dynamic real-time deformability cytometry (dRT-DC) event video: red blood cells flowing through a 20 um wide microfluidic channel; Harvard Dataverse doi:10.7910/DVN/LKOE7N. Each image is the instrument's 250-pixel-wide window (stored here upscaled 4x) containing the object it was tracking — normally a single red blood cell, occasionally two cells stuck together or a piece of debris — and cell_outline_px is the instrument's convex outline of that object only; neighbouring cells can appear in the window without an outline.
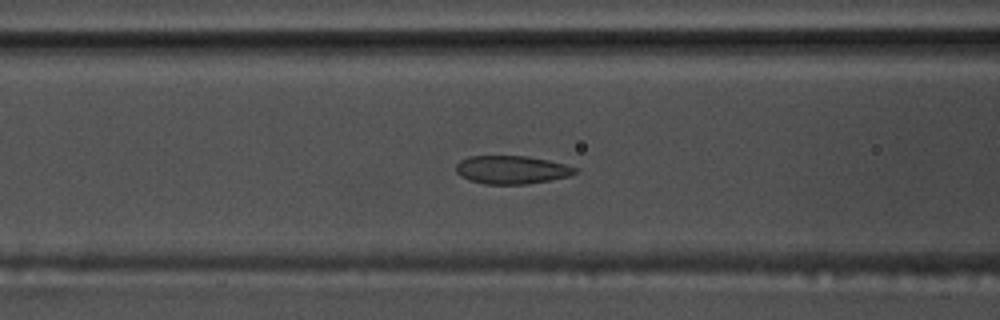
{"species": "common noctule bat (a hibernating species)", "species_latin": "Nyctalus noctula", "temperature_condition": "warm", "stored_images_in_passage": 34, "camera_frame_rate_fps": 3000, "um_per_image_px": 0.085, "animal": {"sex": "male", "body_mass_g": 17.5, "forearm_length_mm": 52.3}, "frame": {"image": 1, "passage_image": 5, "time_ms": 1.333, "image_size_px": [1000, 320], "cell_outline_px": [[580, 168], [576, 172], [568, 176], [528, 184], [484, 184], [468, 180], [460, 176], [456, 172], [456, 164], [460, 160], [468, 156], [528, 156], [548, 160]], "centroid_in_image_um": [43.46, 14.43], "position_along_channel_um": 123.1, "area_um2": 19.65}}
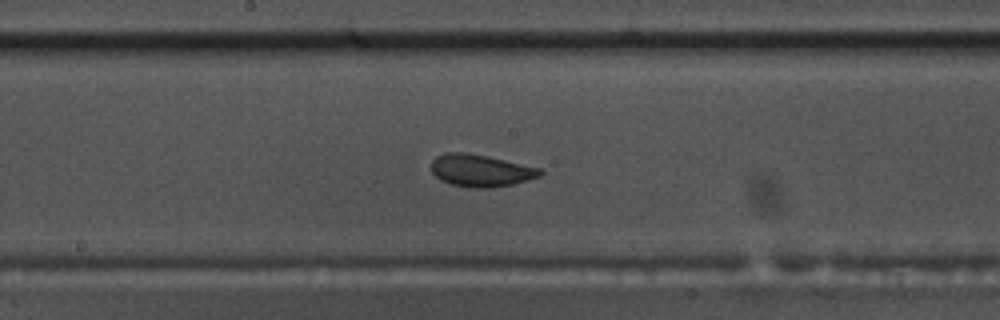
{"frame": {"image": 2, "passage_image": 12, "time_ms": 3.667, "image_size_px": [1000, 320], "cell_outline_px": [[544, 172], [540, 176], [512, 184], [488, 188], [468, 188], [452, 184], [440, 180], [432, 172], [432, 160], [436, 156], [444, 152], [464, 152], [488, 156], [540, 168]], "centroid_in_image_um": [40.84, 14.49], "position_along_channel_um": 207.4, "area_um2": 20.4}}
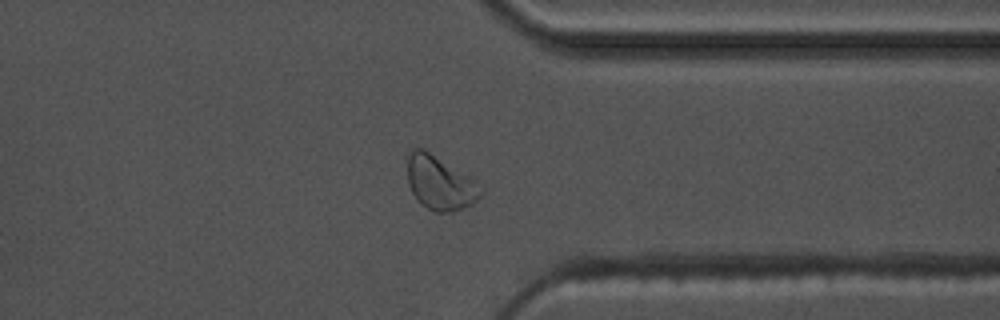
{"frame": {"image": 3, "passage_image": 26, "time_ms": 8.333, "image_size_px": [1000, 320], "cell_outline_px": [[484, 188], [480, 196], [472, 204], [464, 208], [452, 212], [436, 212], [420, 204], [416, 200], [408, 184], [408, 156], [412, 148], [420, 148], [428, 152], [472, 180]], "centroid_in_image_um": [37.36, 15.6], "position_along_channel_um": 374.0, "area_um2": 22.37}}